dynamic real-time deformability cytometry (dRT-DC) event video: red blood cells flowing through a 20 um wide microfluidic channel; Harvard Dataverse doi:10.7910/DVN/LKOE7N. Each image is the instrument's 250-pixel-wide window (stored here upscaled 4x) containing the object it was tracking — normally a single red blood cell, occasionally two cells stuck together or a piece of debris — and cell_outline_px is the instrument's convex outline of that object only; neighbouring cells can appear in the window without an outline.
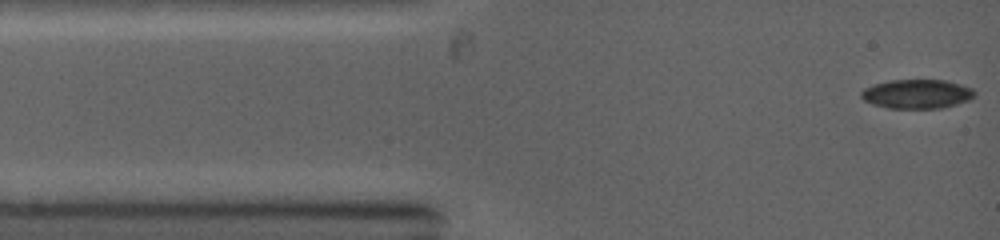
{"species": "common noctule bat (a hibernating species)", "species_latin": "Nyctalus noctula", "temperature_condition": "warm", "stored_images_in_passage": 28, "camera_frame_rate_fps": 5000, "um_per_image_px": 0.085, "animal": {"sex": "female", "body_mass_g": 19.0, "forearm_length_mm": 53.3}, "frame": {"image": 1, "passage_image": 1, "time_ms": 0.0, "image_size_px": [1000, 240], "cell_outline_px": [[976, 92], [968, 100], [956, 104], [940, 108], [888, 108], [872, 104], [864, 100], [860, 96], [860, 92], [864, 88], [872, 84], [888, 80], [944, 80], [960, 84], [972, 88]], "centroid_in_image_um": [77.89, 7.98], "position_along_channel_um": 7.1, "area_um2": 19.25}}
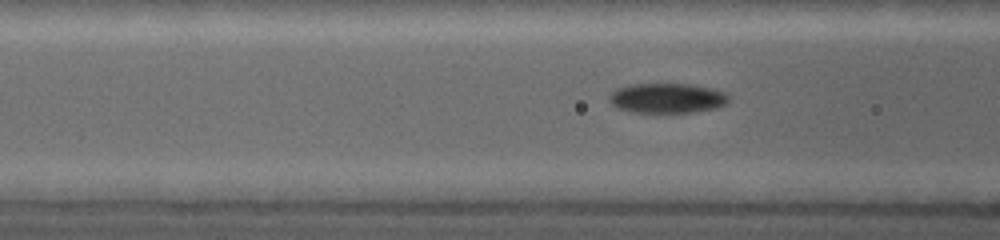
{"frame": {"image": 2, "passage_image": 19, "time_ms": 3.6, "image_size_px": [1000, 240], "cell_outline_px": [[728, 100], [724, 104], [716, 108], [696, 112], [632, 112], [616, 108], [608, 100], [608, 96], [616, 88], [628, 84], [692, 84], [712, 88], [724, 92], [728, 96]], "centroid_in_image_um": [56.66, 8.33], "position_along_channel_um": 109.9, "area_um2": 20.92}}
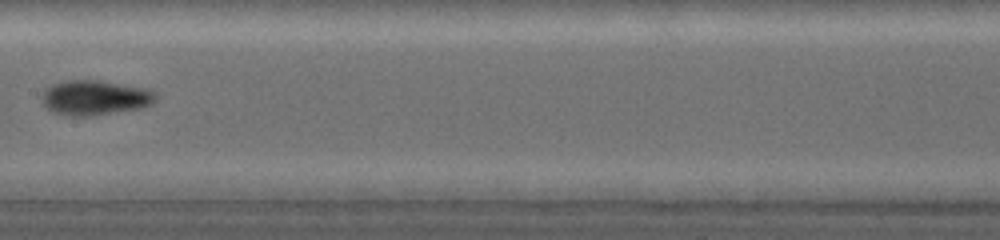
{"frame": {"image": 3, "passage_image": 28, "time_ms": 5.6, "image_size_px": [1000, 240], "cell_outline_px": [[156, 100], [152, 104], [144, 108], [88, 116], [68, 116], [52, 112], [44, 104], [40, 96], [52, 84], [64, 80], [100, 80], [148, 88], [156, 96]], "centroid_in_image_um": [8.08, 8.3], "position_along_channel_um": 199.3, "area_um2": 23.29}}